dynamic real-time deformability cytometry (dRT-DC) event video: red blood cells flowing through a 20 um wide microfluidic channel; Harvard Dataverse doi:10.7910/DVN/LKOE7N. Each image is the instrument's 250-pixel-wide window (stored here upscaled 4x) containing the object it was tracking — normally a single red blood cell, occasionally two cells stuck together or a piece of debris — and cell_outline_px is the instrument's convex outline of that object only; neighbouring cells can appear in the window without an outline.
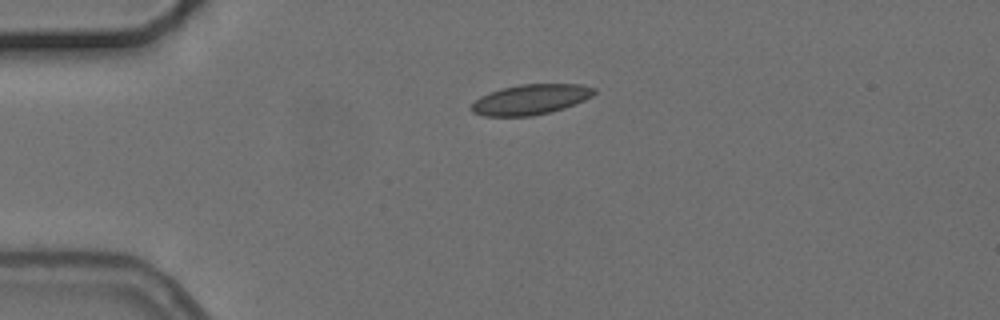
{"species": "common noctule bat (a hibernating species)", "species_latin": "Nyctalus noctula", "temperature_condition": "cold", "stored_images_in_passage": 2, "camera_frame_rate_fps": 3000, "um_per_image_px": 0.085, "animal": {"sex": "female", "body_mass_g": 24.6, "forearm_length_mm": 56.2}, "frame": {"image": 1, "passage_image": 1, "time_ms": 0.0, "image_size_px": [1000, 320], "cell_outline_px": [[596, 92], [592, 96], [584, 100], [564, 108], [532, 116], [484, 116], [472, 112], [468, 108], [480, 96], [488, 92], [500, 88], [520, 84], [580, 84], [596, 88]], "centroid_in_image_um": [45.07, 8.45], "position_along_channel_um": 39.9, "area_um2": 21.73}}